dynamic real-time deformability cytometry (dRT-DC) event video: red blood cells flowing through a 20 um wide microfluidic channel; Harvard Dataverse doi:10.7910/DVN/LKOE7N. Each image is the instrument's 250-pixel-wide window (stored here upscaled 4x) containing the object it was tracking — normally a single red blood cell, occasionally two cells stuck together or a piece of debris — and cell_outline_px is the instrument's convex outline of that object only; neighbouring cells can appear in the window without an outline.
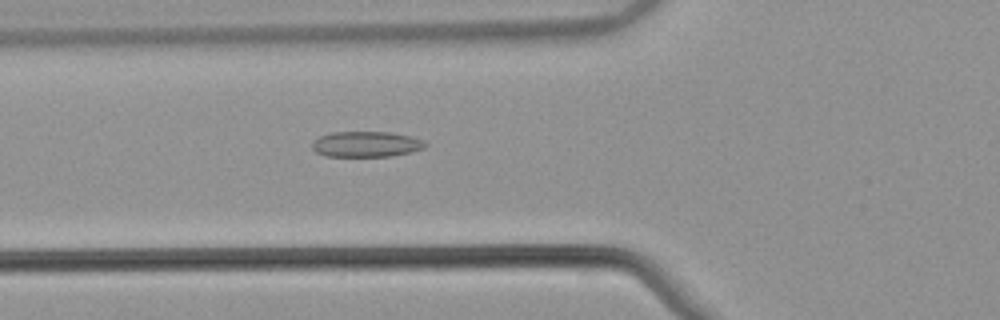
{"species": "common noctule bat (a hibernating species)", "species_latin": "Nyctalus noctula", "temperature_condition": "warm", "stored_images_in_passage": 50, "camera_frame_rate_fps": 3000, "um_per_image_px": 0.085, "animal": {"sex": "male", "body_mass_g": 21.5, "forearm_length_mm": 52.0}, "frame": {"image": 1, "passage_image": 17, "time_ms": 5.333, "image_size_px": [1000, 320], "cell_outline_px": [[428, 144], [424, 148], [412, 152], [392, 156], [324, 156], [316, 152], [312, 148], [312, 140], [320, 136], [332, 132], [392, 132], [424, 140]], "centroid_in_image_um": [31.12, 12.26], "position_along_channel_um": 94.7, "area_um2": 16.99}}
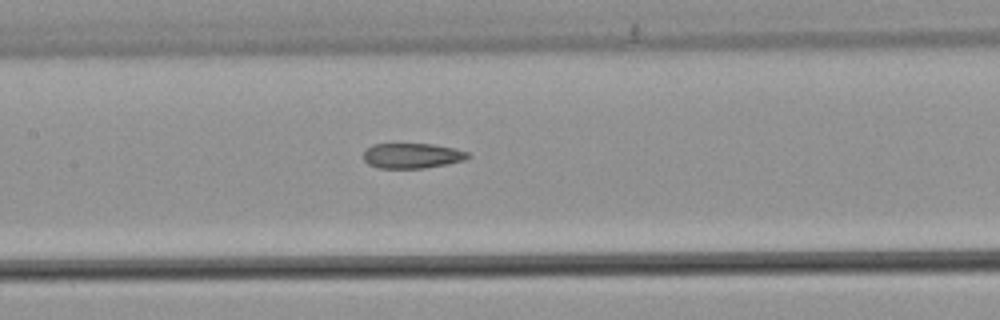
{"frame": {"image": 2, "passage_image": 23, "time_ms": 7.333, "image_size_px": [1000, 320], "cell_outline_px": [[472, 156], [464, 160], [448, 164], [424, 168], [380, 168], [368, 164], [364, 160], [364, 152], [372, 144], [432, 144], [452, 148], [468, 152]], "centroid_in_image_um": [35.04, 13.24], "position_along_channel_um": 172.4, "area_um2": 15.26}}
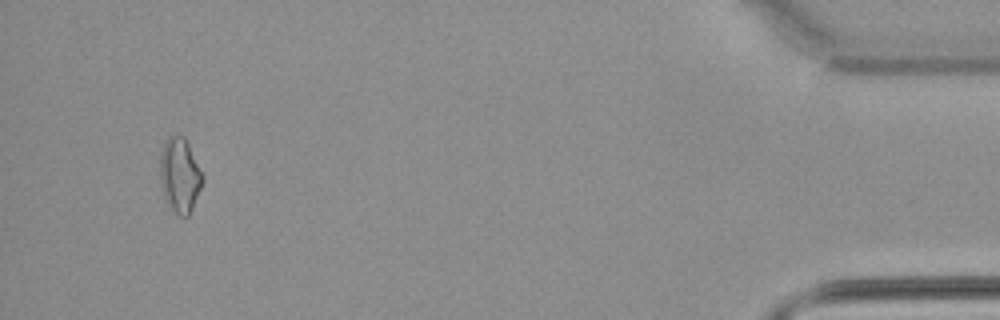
{"frame": {"image": 3, "passage_image": 48, "time_ms": 15.667, "image_size_px": [1000, 320], "cell_outline_px": [[204, 180], [192, 208], [188, 216], [180, 216], [172, 208], [164, 196], [160, 180], [160, 152], [168, 136], [184, 136], [204, 176]], "centroid_in_image_um": [15.29, 14.87], "position_along_channel_um": 419.9, "area_um2": 18.21}, "authors_computed_cell_mechanics": {"area_um2": 16.5886, "velocity_mm_per_s": 3.8608, "shape_relaxation_time_tau1_ms": null, "shape_relaxation_time_tau2_ms": 4.8658, "deformation_change_tau1": null, "deformation_change_tau2": 0.131}}